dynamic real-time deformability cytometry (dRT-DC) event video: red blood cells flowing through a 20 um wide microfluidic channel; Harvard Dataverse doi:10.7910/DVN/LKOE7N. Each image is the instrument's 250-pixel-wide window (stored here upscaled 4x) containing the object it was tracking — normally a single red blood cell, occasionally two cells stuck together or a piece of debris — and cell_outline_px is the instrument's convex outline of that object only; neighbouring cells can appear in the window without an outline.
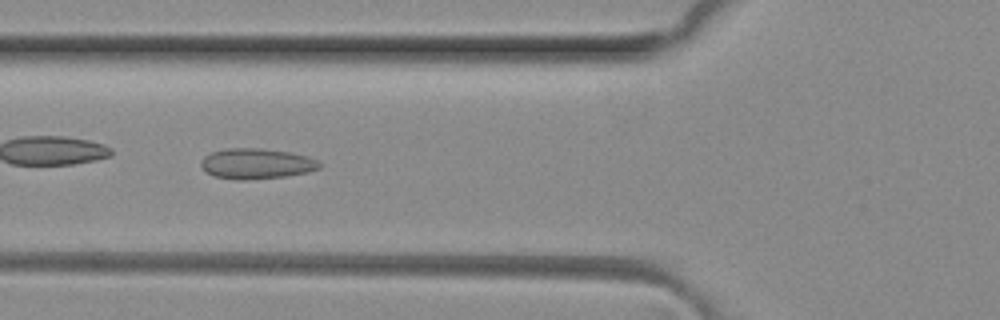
{"species": "common noctule bat (a hibernating species)", "species_latin": "Nyctalus noctula", "temperature_condition": "room temperature", "stored_images_in_passage": 7, "camera_frame_rate_fps": 3000, "um_per_image_px": 0.085, "animal": {"sex": "female", "body_mass_g": 29.2, "forearm_length_mm": 56.3}, "frame": {"image": 1, "passage_image": 5, "time_ms": 1.333, "image_size_px": [1000, 320], "cell_outline_px": [[320, 168], [308, 172], [288, 176], [248, 180], [236, 180], [216, 176], [204, 172], [200, 164], [204, 156], [212, 152], [228, 148], [260, 148], [288, 152], [308, 156], [316, 160], [320, 164]], "centroid_in_image_um": [21.78, 13.92], "position_along_channel_um": 104.0, "area_um2": 21.1}}
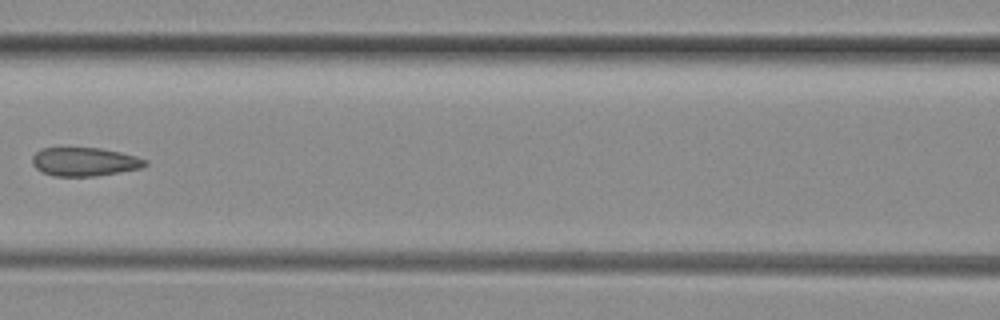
{"frame": {"image": 2, "passage_image": 6, "time_ms": 1.667, "image_size_px": [1000, 320], "cell_outline_px": [[148, 164], [140, 168], [96, 176], [56, 176], [44, 172], [36, 168], [32, 164], [32, 156], [40, 148], [100, 148], [120, 152], [136, 156], [148, 160]], "centroid_in_image_um": [7.19, 13.74], "position_along_channel_um": 159.4, "area_um2": 18.73}}
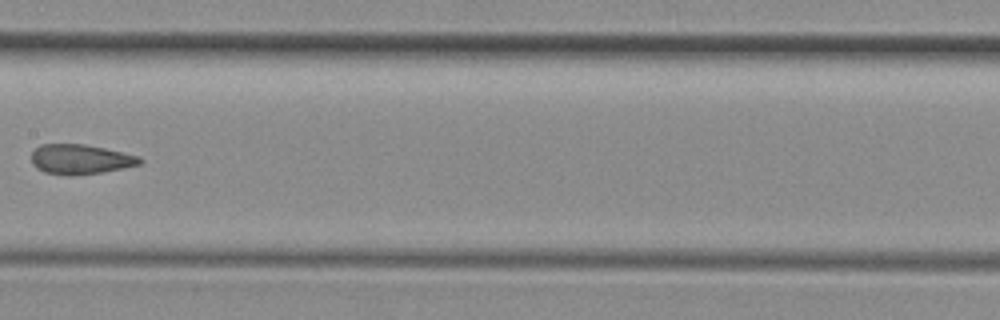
{"frame": {"image": 3, "passage_image": 7, "time_ms": 2.0, "image_size_px": [1000, 320], "cell_outline_px": [[144, 160], [140, 164], [104, 172], [68, 176], [44, 172], [36, 168], [32, 164], [32, 152], [40, 144], [84, 144], [124, 152], [140, 156]], "centroid_in_image_um": [6.84, 13.54], "position_along_channel_um": 200.6, "area_um2": 18.96}}